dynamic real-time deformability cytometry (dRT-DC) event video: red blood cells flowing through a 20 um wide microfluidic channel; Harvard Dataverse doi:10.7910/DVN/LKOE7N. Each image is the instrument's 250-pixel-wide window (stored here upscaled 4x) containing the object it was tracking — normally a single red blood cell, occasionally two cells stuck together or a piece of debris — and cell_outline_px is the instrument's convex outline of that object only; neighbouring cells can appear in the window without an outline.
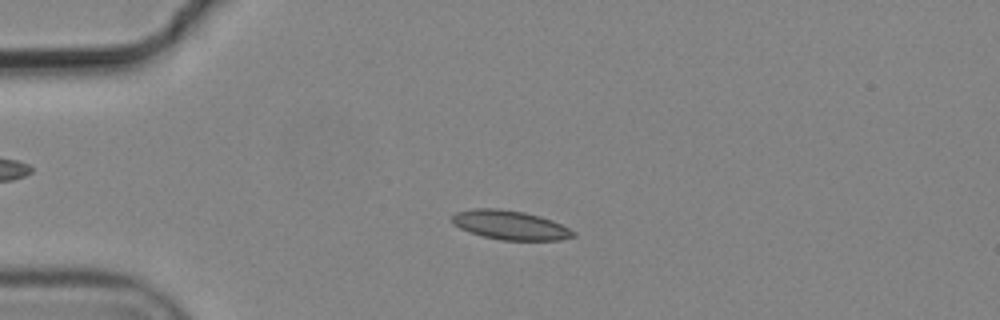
{"species": "common noctule bat (a hibernating species)", "species_latin": "Nyctalus noctula", "temperature_condition": "cold", "stored_images_in_passage": 5, "camera_frame_rate_fps": 3000, "um_per_image_px": 0.085, "animal": {"sex": "male", "body_mass_g": 19.2, "forearm_length_mm": 51.8}, "frame": {"image": 1, "passage_image": 4, "time_ms": 1.0, "image_size_px": [1000, 320], "cell_outline_px": [[576, 236], [560, 240], [500, 240], [484, 236], [460, 228], [452, 224], [452, 216], [456, 212], [472, 208], [496, 208], [524, 212], [540, 216], [552, 220], [576, 232]], "centroid_in_image_um": [43.37, 19.13], "position_along_channel_um": 41.6, "area_um2": 20.52}}